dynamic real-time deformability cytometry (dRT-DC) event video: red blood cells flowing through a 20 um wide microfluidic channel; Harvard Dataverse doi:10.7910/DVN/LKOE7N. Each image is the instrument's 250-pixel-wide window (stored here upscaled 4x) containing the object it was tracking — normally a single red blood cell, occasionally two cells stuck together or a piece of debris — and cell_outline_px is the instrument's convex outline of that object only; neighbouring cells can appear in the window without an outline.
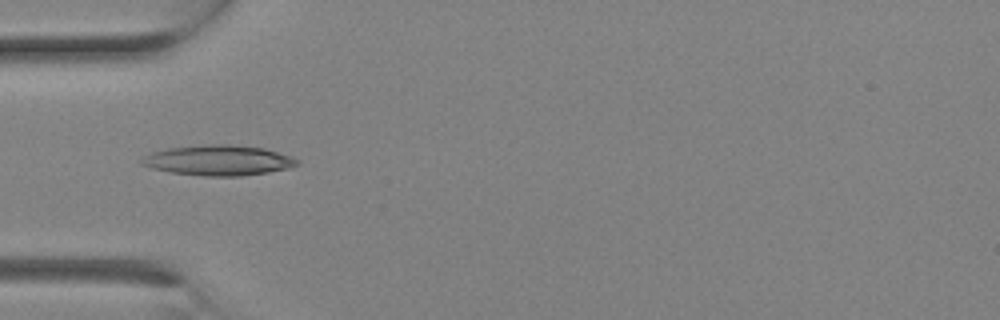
{"species": "Egyptian fruit bat (a non-hibernating species)", "species_latin": "Rousettus aegyptiacus", "temperature_condition": "room temperature", "stored_images_in_passage": 2, "camera_frame_rate_fps": 3000, "um_per_image_px": 0.085, "animal": {"sex": "female"}, "frame": {"image": 1, "passage_image": 1, "time_ms": 0.0, "image_size_px": [1000, 320], "cell_outline_px": [[300, 164], [288, 168], [268, 172], [240, 176], [204, 176], [168, 172], [152, 168], [140, 164], [140, 160], [144, 156], [152, 152], [168, 148], [208, 144], [228, 144], [264, 148], [292, 156], [300, 160]], "centroid_in_image_um": [18.57, 13.63], "position_along_channel_um": 66.4, "area_um2": 27.57}}